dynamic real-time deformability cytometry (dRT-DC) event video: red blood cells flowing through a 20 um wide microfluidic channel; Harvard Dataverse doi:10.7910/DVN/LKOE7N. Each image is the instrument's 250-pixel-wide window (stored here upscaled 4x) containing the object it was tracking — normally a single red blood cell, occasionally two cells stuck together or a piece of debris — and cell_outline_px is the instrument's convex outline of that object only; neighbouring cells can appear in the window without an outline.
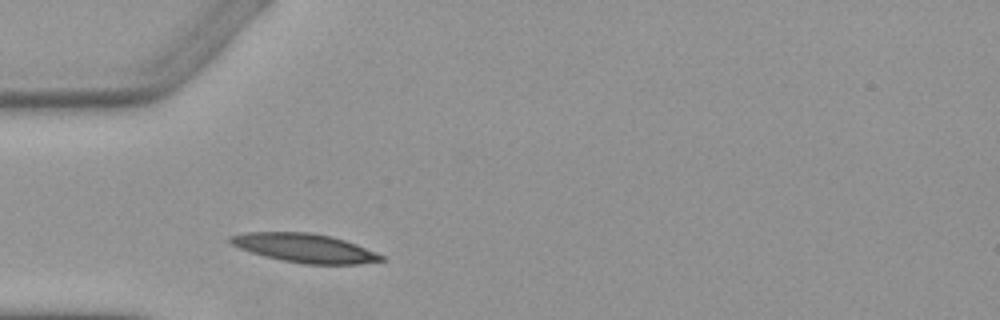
{"species": "Egyptian fruit bat (a non-hibernating species)", "species_latin": "Rousettus aegyptiacus", "temperature_condition": "warm", "stored_images_in_passage": 1, "camera_frame_rate_fps": 3000, "um_per_image_px": 0.085, "animal": {"sex": "female"}, "frame": {"image": 1, "passage_image": 1, "time_ms": 0.0, "image_size_px": [1000, 320], "cell_outline_px": [[384, 260], [360, 264], [304, 264], [264, 256], [240, 248], [232, 244], [228, 240], [228, 236], [244, 232], [312, 232], [332, 236], [356, 244], [376, 252], [384, 256]], "centroid_in_image_um": [25.9, 21.07], "position_along_channel_um": 59.1, "area_um2": 25.32}}